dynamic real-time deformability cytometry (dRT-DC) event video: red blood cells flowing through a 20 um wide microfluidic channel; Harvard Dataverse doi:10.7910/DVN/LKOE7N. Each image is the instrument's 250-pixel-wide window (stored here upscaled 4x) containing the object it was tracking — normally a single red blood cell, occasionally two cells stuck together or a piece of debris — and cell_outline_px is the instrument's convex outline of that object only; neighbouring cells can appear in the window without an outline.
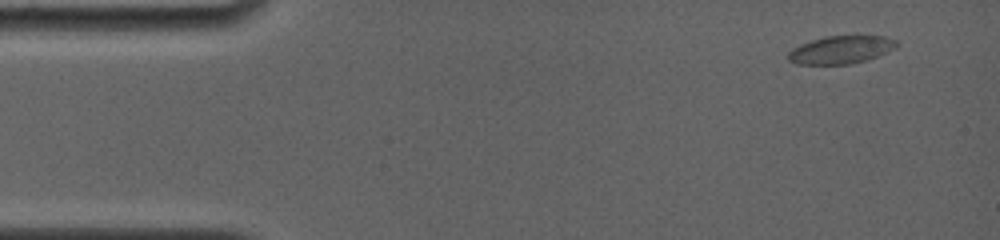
{"species": "common noctule bat (a hibernating species)", "species_latin": "Nyctalus noctula", "temperature_condition": "room temperature", "stored_images_in_passage": 7, "camera_frame_rate_fps": 4000, "um_per_image_px": 0.085, "animal": {"sex": "female", "body_mass_g": 19.0, "forearm_length_mm": 56.7}, "frame": {"image": 1, "passage_image": 1, "time_ms": 0.0, "image_size_px": [1000, 240], "cell_outline_px": [[900, 44], [896, 48], [876, 56], [852, 64], [796, 64], [788, 60], [788, 52], [792, 48], [800, 44], [824, 36], [884, 36], [896, 40]], "centroid_in_image_um": [71.47, 4.22], "position_along_channel_um": 13.5, "area_um2": 17.57}}
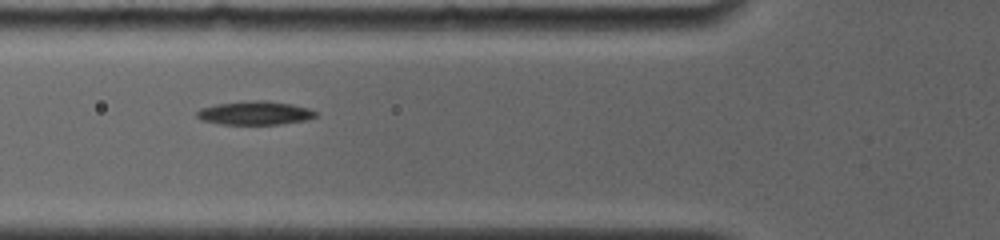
{"frame": {"image": 2, "passage_image": 5, "time_ms": 5.0, "image_size_px": [1000, 240], "cell_outline_px": [[316, 116], [308, 120], [280, 124], [220, 124], [200, 120], [196, 116], [196, 112], [200, 108], [216, 104], [256, 100], [264, 100], [292, 104], [308, 108], [316, 112]], "centroid_in_image_um": [21.65, 9.61], "position_along_channel_um": 104.1, "area_um2": 16.36}}
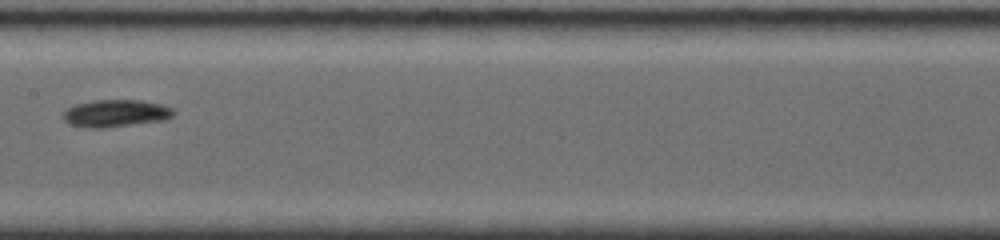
{"frame": {"image": 3, "passage_image": 7, "time_ms": 7.5, "image_size_px": [1000, 240], "cell_outline_px": [[176, 112], [172, 116], [164, 120], [104, 128], [84, 128], [72, 124], [64, 120], [60, 116], [68, 108], [76, 104], [96, 100], [140, 100], [160, 104], [172, 108]], "centroid_in_image_um": [9.82, 9.63], "position_along_channel_um": 197.6, "area_um2": 17.51}}